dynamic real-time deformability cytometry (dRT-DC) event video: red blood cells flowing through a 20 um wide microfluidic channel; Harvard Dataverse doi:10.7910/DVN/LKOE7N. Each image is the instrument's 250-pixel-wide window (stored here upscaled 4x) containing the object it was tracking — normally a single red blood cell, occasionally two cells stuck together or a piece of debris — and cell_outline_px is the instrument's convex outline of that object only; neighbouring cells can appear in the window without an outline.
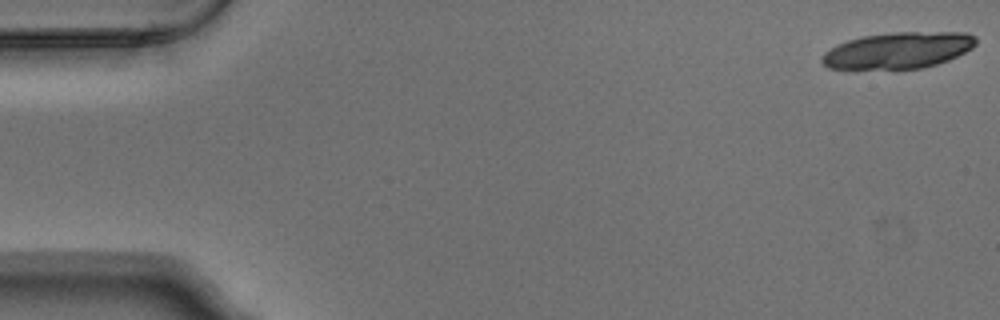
{"species": "Egyptian fruit bat (a non-hibernating species)", "species_latin": "Rousettus aegyptiacus", "temperature_condition": "warm", "stored_images_in_passage": 6, "camera_frame_rate_fps": 3000, "um_per_image_px": 0.085, "animal": {"sex": "male"}, "frame": {"image": 1, "passage_image": 1, "time_ms": 0.0, "image_size_px": [1000, 320], "cell_outline_px": [[976, 44], [972, 48], [948, 60], [924, 68], [828, 68], [820, 60], [820, 56], [824, 52], [836, 44], [860, 36], [892, 32], [968, 32], [976, 36]], "centroid_in_image_um": [76.34, 4.26], "position_along_channel_um": 8.7, "area_um2": 32.6}}